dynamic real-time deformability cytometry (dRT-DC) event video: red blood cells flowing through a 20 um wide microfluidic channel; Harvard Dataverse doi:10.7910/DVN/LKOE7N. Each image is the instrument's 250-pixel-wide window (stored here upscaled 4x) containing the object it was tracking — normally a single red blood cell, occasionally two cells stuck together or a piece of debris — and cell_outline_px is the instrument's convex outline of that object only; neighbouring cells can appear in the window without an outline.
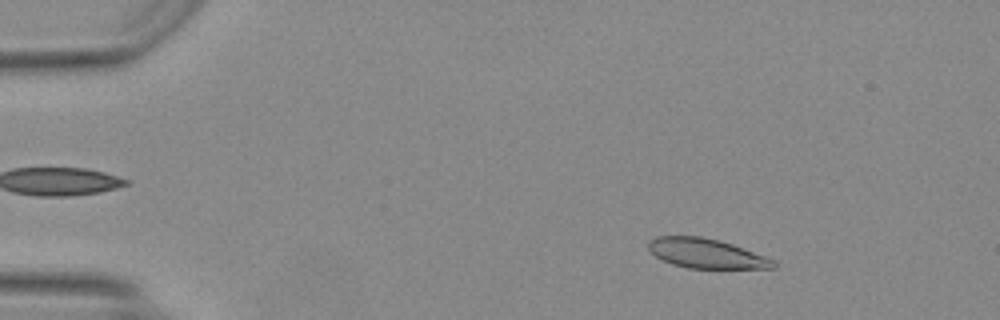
{"species": "Egyptian fruit bat (a non-hibernating species)", "species_latin": "Rousettus aegyptiacus", "temperature_condition": "warm", "stored_images_in_passage": 49, "camera_frame_rate_fps": 3000, "um_per_image_px": 0.085, "animal": {"sex": "female"}, "frame": {"image": 1, "passage_image": 7, "time_ms": 2.0, "image_size_px": [1000, 320], "cell_outline_px": [[776, 268], [688, 268], [672, 264], [656, 256], [648, 248], [648, 240], [656, 236], [700, 236], [720, 240], [732, 244], [776, 260]], "centroid_in_image_um": [60.03, 21.53], "position_along_channel_um": 25.0, "area_um2": 21.5}}
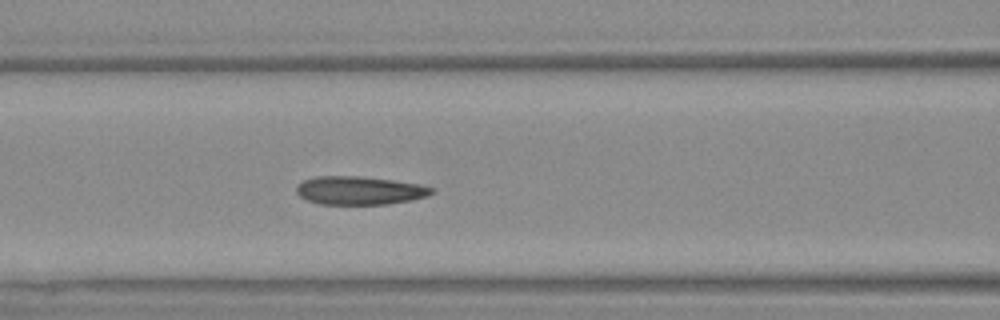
{"frame": {"image": 2, "passage_image": 21, "time_ms": 6.667, "image_size_px": [1000, 320], "cell_outline_px": [[436, 192], [428, 196], [412, 200], [388, 204], [320, 204], [308, 200], [300, 196], [296, 192], [296, 188], [304, 180], [316, 176], [360, 176], [392, 180], [416, 184], [432, 188]], "centroid_in_image_um": [30.57, 16.19], "position_along_channel_um": 136.0, "area_um2": 22.2}}
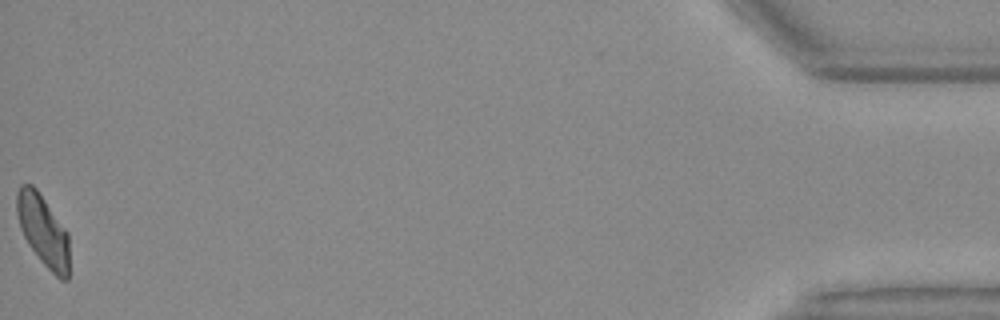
{"frame": {"image": 3, "passage_image": 49, "time_ms": 16.0, "image_size_px": [1000, 320], "cell_outline_px": [[68, 280], [60, 280], [40, 260], [28, 244], [20, 228], [16, 212], [16, 192], [20, 184], [32, 184], [36, 188], [68, 232]], "centroid_in_image_um": [3.64, 19.57], "position_along_channel_um": 431.6, "area_um2": 21.73}, "authors_computed_cell_mechanics": {"area_um2": 22.3686, "velocity_mm_per_s": 4.1914, "shape_relaxation_time_tau1_ms": 5.0015, "shape_relaxation_time_tau2_ms": 1.6153, "deformation_change_tau1": 0.1472, "deformation_change_tau2": 0.0895}}